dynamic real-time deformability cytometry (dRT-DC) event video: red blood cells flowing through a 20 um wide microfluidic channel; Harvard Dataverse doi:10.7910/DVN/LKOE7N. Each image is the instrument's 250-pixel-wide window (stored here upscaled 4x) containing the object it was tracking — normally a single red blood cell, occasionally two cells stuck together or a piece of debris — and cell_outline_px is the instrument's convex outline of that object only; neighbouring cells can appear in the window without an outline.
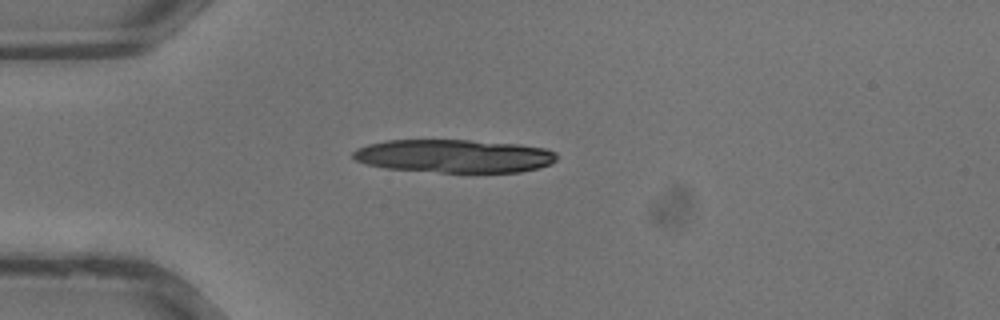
{"species": "common noctule bat (a hibernating species)", "species_latin": "Nyctalus noctula", "temperature_condition": "warm", "stored_images_in_passage": 26, "camera_frame_rate_fps": 3000, "um_per_image_px": 0.085, "animal": {"sex": "male", "body_mass_g": 13.3}, "frame": {"image": 1, "passage_image": 1, "time_ms": 0.0, "image_size_px": [1000, 320], "cell_outline_px": [[556, 160], [552, 164], [520, 172], [440, 172], [384, 168], [368, 164], [356, 160], [352, 156], [352, 152], [356, 148], [368, 144], [388, 140], [468, 140], [520, 144], [544, 148], [556, 152]], "centroid_in_image_um": [38.6, 13.26], "position_along_channel_um": 46.4, "area_um2": 39.42}}
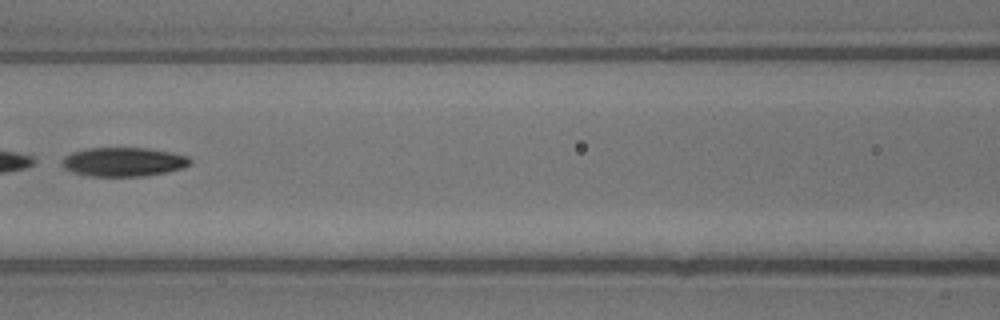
{"frame": {"image": 2, "passage_image": 8, "time_ms": 2.333, "image_size_px": [1000, 320], "cell_outline_px": [[192, 164], [184, 168], [168, 172], [144, 176], [88, 176], [72, 172], [64, 168], [60, 164], [72, 152], [88, 148], [140, 148], [168, 152], [188, 156], [192, 160]], "centroid_in_image_um": [10.53, 13.77], "position_along_channel_um": 156.1, "area_um2": 21.56}}
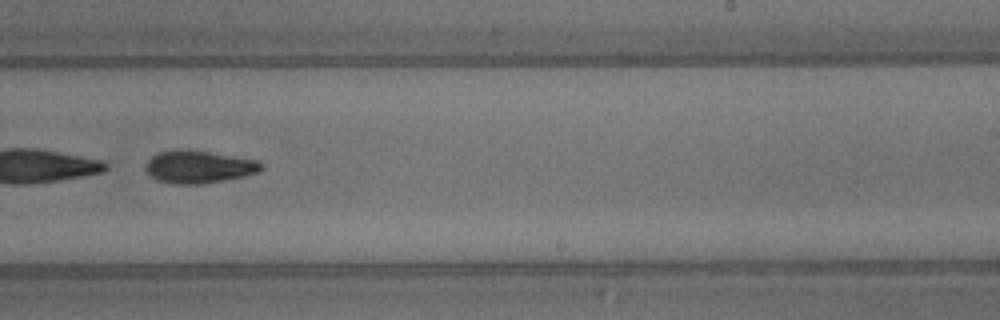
{"frame": {"image": 3, "passage_image": 14, "time_ms": 4.333, "image_size_px": [1000, 320], "cell_outline_px": [[264, 168], [256, 172], [240, 176], [200, 184], [172, 184], [156, 180], [144, 168], [148, 160], [152, 156], [160, 152], [208, 152], [256, 160]], "centroid_in_image_um": [16.85, 14.22], "position_along_channel_um": 272.1, "area_um2": 20.81}}